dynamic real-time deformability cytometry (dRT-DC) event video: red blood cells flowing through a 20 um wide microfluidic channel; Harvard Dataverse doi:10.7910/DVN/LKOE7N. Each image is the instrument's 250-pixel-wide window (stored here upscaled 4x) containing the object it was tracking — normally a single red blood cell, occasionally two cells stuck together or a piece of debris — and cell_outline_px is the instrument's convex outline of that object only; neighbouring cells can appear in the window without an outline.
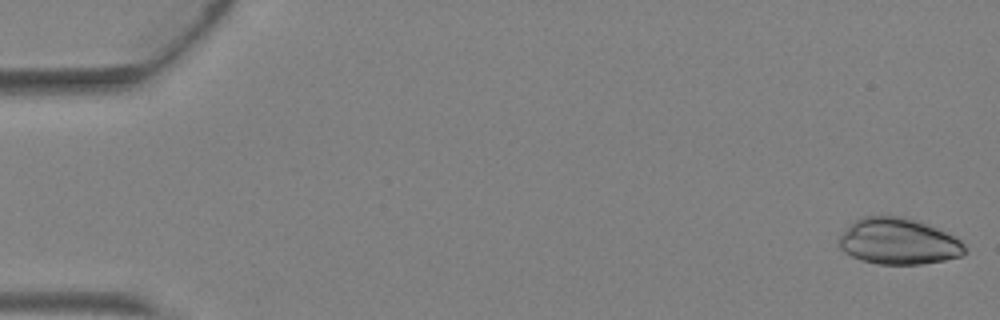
{"species": "Egyptian fruit bat (a non-hibernating species)", "species_latin": "Rousettus aegyptiacus", "temperature_condition": "warm", "stored_images_in_passage": 4, "camera_frame_rate_fps": 3000, "um_per_image_px": 0.085, "animal": {"sex": "female"}, "frame": {"image": 1, "passage_image": 4, "time_ms": 1.0, "image_size_px": [1000, 320], "cell_outline_px": [[968, 252], [960, 256], [944, 260], [920, 264], [876, 264], [860, 260], [844, 252], [836, 244], [840, 236], [856, 220], [864, 216], [904, 216], [920, 220], [960, 240], [964, 244]], "centroid_in_image_um": [76.36, 20.52], "position_along_channel_um": 8.6, "area_um2": 33.93}}